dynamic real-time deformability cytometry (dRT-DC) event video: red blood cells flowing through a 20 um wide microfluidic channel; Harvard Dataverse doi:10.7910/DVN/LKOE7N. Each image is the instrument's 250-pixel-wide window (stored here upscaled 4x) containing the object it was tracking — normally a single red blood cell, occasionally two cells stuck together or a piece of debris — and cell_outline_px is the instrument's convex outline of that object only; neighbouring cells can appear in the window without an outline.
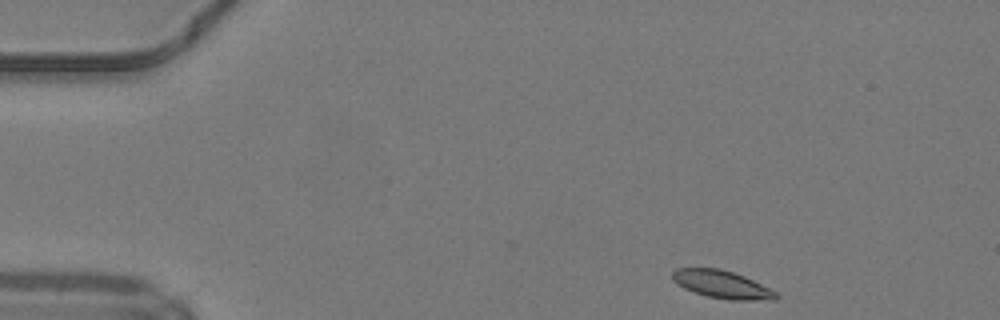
{"species": "common noctule bat (a hibernating species)", "species_latin": "Nyctalus noctula", "temperature_condition": "warm", "stored_images_in_passage": 8, "camera_frame_rate_fps": 3000, "um_per_image_px": 0.085, "animal": {"sex": "male", "body_mass_g": 19.2, "forearm_length_mm": 51.8}, "frame": {"image": 1, "passage_image": 1, "time_ms": 0.0, "image_size_px": [1000, 320], "cell_outline_px": [[780, 296], [776, 300], [732, 300], [708, 296], [684, 288], [676, 284], [672, 280], [672, 272], [676, 268], [720, 268], [744, 276], [776, 292]], "centroid_in_image_um": [61.36, 24.17], "position_along_channel_um": 23.6, "area_um2": 16.65}}